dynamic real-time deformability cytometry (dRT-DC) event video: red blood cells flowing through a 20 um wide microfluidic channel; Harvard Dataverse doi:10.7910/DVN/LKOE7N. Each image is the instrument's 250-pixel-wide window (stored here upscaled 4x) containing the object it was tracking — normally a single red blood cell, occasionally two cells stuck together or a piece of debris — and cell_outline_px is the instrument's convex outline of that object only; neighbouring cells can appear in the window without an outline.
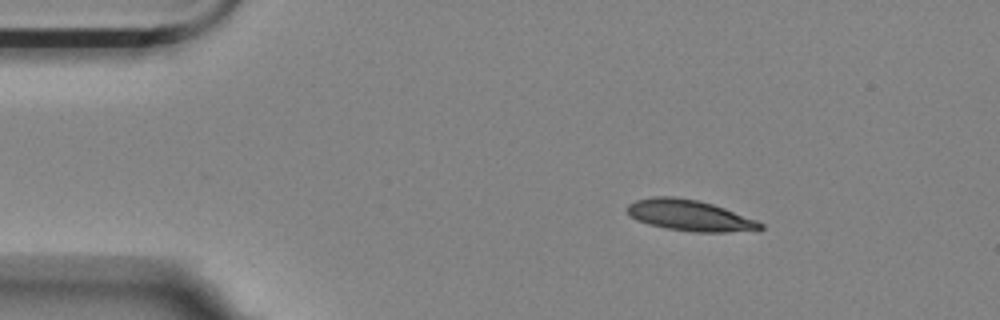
{"species": "Egyptian fruit bat (a non-hibernating species)", "species_latin": "Rousettus aegyptiacus", "temperature_condition": "room temperature", "stored_images_in_passage": 4, "camera_frame_rate_fps": 3000, "um_per_image_px": 0.085, "animal": {"sex": "female"}, "frame": {"image": 1, "passage_image": 2, "time_ms": 1.333, "image_size_px": [1000, 320], "cell_outline_px": [[764, 228], [724, 232], [692, 232], [668, 228], [648, 224], [636, 220], [628, 216], [628, 204], [636, 200], [652, 196], [672, 196], [696, 200], [712, 204], [724, 208], [756, 220], [764, 224]], "centroid_in_image_um": [58.56, 18.3], "position_along_channel_um": 26.4, "area_um2": 23.76}}